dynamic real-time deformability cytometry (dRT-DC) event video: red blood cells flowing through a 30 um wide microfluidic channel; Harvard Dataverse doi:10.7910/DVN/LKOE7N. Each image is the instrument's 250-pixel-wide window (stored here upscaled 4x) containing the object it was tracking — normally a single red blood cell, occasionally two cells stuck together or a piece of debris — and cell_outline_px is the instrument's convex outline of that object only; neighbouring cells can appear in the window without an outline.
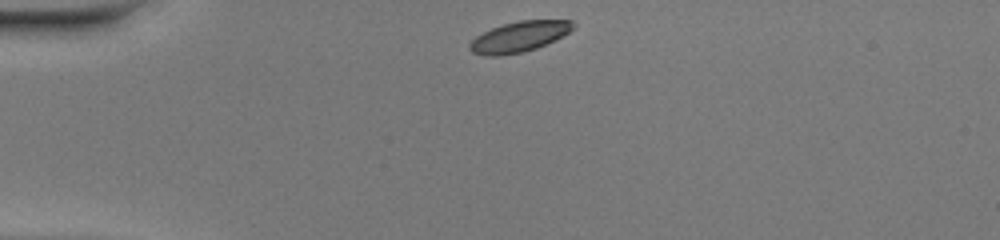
{"species": "common noctule bat (a hibernating species)", "species_latin": "Nyctalus noctula", "temperature_condition": "warm", "stored_images_in_passage": 39, "camera_frame_rate_fps": 3000, "um_per_image_px": 0.085, "animal": {"sex": "female", "body_mass_g": 20.0, "forearm_length_mm": 54.0}, "frame": {"image": 1, "passage_image": 1, "time_ms": 0.0, "image_size_px": [1000, 240], "cell_outline_px": [[576, 28], [556, 40], [536, 48], [524, 52], [500, 56], [484, 56], [472, 52], [468, 48], [468, 44], [476, 36], [492, 28], [504, 24], [520, 20], [572, 20], [576, 24]], "centroid_in_image_um": [44.16, 3.13], "position_along_channel_um": 40.8, "area_um2": 18.61}}
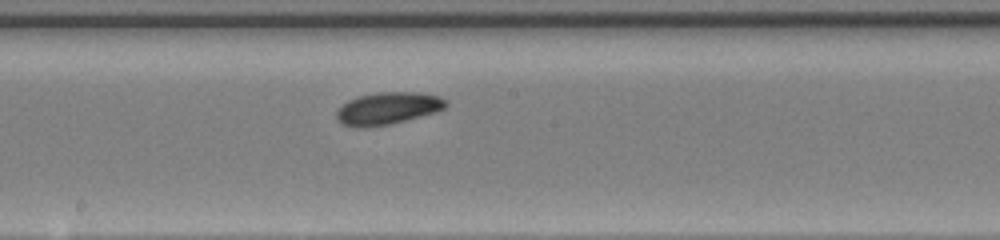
{"frame": {"image": 2, "passage_image": 17, "time_ms": 5.333, "image_size_px": [1000, 240], "cell_outline_px": [[448, 104], [444, 108], [436, 112], [392, 124], [364, 128], [360, 128], [340, 124], [336, 120], [336, 112], [348, 100], [360, 96], [380, 92], [416, 92], [440, 96]], "centroid_in_image_um": [32.94, 9.23], "position_along_channel_um": 215.3, "area_um2": 20.58}}
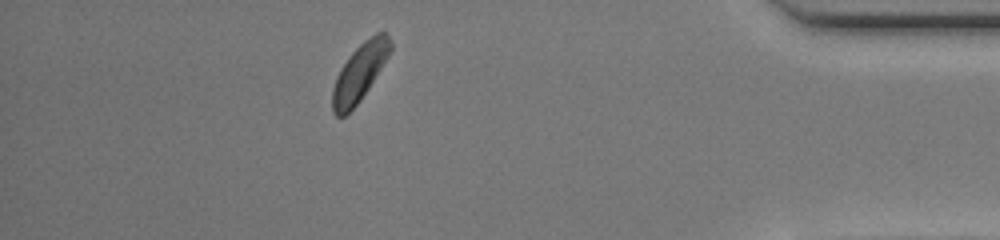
{"frame": {"image": 3, "passage_image": 34, "time_ms": 11.0, "image_size_px": [1000, 240], "cell_outline_px": [[392, 48], [368, 88], [360, 100], [344, 116], [336, 116], [332, 112], [332, 88], [336, 76], [340, 68], [348, 56], [364, 40], [376, 32], [384, 32], [388, 36], [392, 44]], "centroid_in_image_um": [30.53, 6.15], "position_along_channel_um": 404.7, "area_um2": 19.02}, "authors_computed_cell_mechanics": {"area_um2": 19.4786, "velocity_mm_per_s": 4.0505, "shape_relaxation_time_tau1_ms": 4.3137, "shape_relaxation_time_tau2_ms": null, "deformation_change_tau1": 0.1138, "deformation_change_tau2": null}}